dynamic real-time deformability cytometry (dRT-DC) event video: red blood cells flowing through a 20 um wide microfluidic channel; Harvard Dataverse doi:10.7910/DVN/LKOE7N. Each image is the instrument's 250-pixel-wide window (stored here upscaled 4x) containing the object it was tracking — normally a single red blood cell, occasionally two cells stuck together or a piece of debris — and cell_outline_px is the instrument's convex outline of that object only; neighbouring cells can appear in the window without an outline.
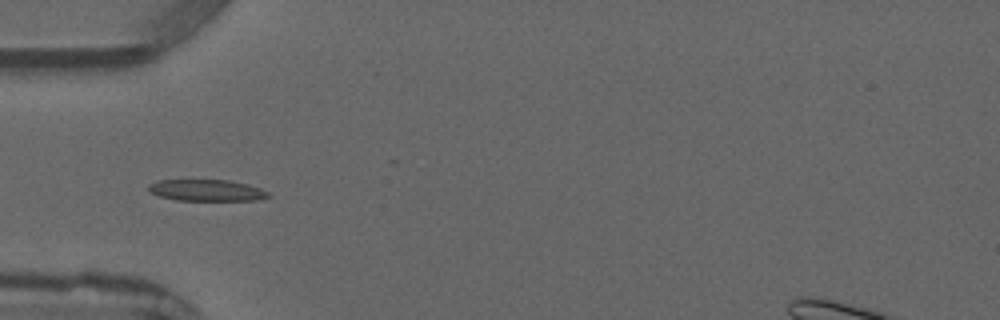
{"species": "common noctule bat (a hibernating species)", "species_latin": "Nyctalus noctula", "temperature_condition": "warm", "stored_images_in_passage": 2, "camera_frame_rate_fps": 3000, "um_per_image_px": 0.085, "animal": {"sex": "male", "forearm_length_mm": 52.5}, "frame": {"image": 1, "passage_image": 1, "time_ms": 0.0, "image_size_px": [1000, 320], "cell_outline_px": [[272, 196], [256, 200], [176, 200], [160, 196], [148, 192], [148, 184], [156, 180], [188, 176], [228, 180], [248, 184], [260, 188], [268, 192]], "centroid_in_image_um": [17.46, 16.11], "position_along_channel_um": 67.5, "area_um2": 16.07}}
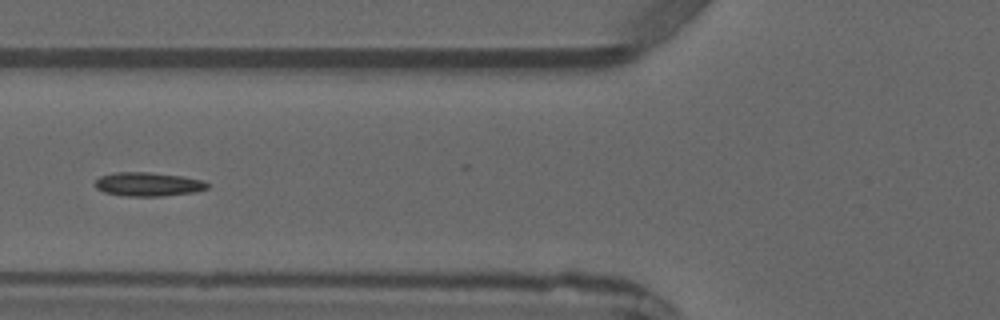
{"frame": {"image": 2, "passage_image": 2, "time_ms": 1.0, "image_size_px": [1000, 320], "cell_outline_px": [[212, 184], [208, 188], [196, 192], [164, 196], [128, 196], [104, 192], [96, 188], [92, 184], [100, 176], [116, 172], [148, 172], [184, 176], [204, 180]], "centroid_in_image_um": [12.64, 15.66], "position_along_channel_um": 113.2, "area_um2": 15.9}}